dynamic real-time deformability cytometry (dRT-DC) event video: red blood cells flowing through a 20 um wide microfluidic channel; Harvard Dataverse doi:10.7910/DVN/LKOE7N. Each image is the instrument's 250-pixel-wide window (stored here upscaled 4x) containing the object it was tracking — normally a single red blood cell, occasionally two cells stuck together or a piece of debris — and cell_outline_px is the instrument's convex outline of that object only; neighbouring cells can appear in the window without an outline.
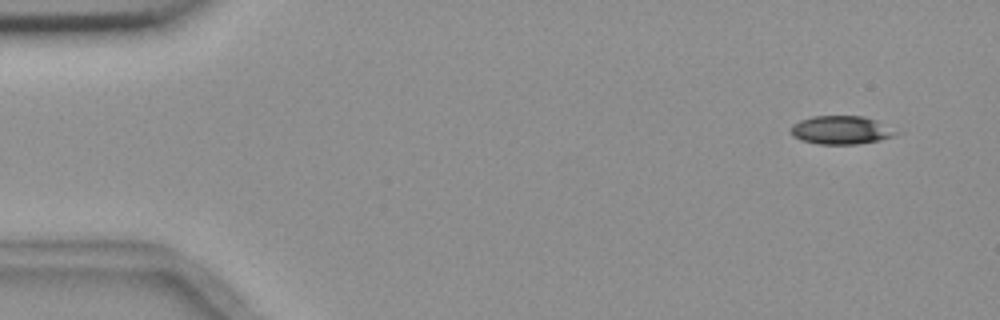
{"species": "common noctule bat (a hibernating species)", "species_latin": "Nyctalus noctula", "temperature_condition": "room temperature", "stored_images_in_passage": 5, "camera_frame_rate_fps": 3000, "um_per_image_px": 0.085, "animal": {"sex": "female", "body_mass_g": 18.4}, "frame": {"image": 1, "passage_image": 1, "time_ms": 0.0, "image_size_px": [1000, 320], "cell_outline_px": [[904, 132], [896, 136], [880, 140], [856, 144], [820, 144], [800, 140], [792, 136], [792, 124], [800, 120], [812, 116], [864, 116], [876, 120]], "centroid_in_image_um": [71.57, 11.05], "position_along_channel_um": 13.4, "area_um2": 17.69}}